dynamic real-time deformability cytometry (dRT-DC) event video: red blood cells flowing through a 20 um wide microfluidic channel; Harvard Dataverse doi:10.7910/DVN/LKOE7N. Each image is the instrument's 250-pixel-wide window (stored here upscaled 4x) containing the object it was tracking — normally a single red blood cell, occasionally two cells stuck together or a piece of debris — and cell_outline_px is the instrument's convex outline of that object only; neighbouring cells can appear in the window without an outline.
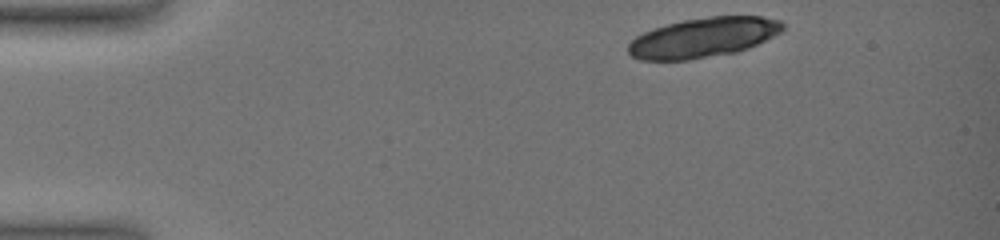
{"species": "common noctule bat (a hibernating species)", "species_latin": "Nyctalus noctula", "temperature_condition": "warm", "stored_images_in_passage": 7, "camera_frame_rate_fps": 3000, "um_per_image_px": 0.085, "animal": {"sex": "female", "body_mass_g": 19.0, "forearm_length_mm": 51.5}, "frame": {"image": 1, "passage_image": 1, "time_ms": 0.0, "image_size_px": [1000, 240], "cell_outline_px": [[784, 28], [780, 32], [748, 48], [736, 52], [688, 60], [640, 60], [632, 56], [628, 52], [628, 44], [636, 36], [644, 32], [668, 24], [684, 20], [712, 16], [760, 16], [780, 20], [784, 24]], "centroid_in_image_um": [59.77, 3.19], "position_along_channel_um": 25.2, "area_um2": 35.49}}